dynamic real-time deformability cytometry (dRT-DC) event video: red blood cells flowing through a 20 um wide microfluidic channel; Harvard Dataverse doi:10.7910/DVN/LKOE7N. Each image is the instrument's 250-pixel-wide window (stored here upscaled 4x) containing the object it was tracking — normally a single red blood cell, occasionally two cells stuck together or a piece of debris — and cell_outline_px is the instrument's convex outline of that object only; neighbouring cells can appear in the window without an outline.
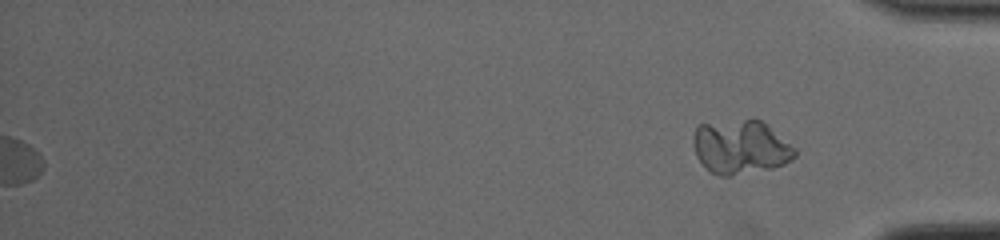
{"species": "common noctule bat (a hibernating species)", "species_latin": "Nyctalus noctula", "temperature_condition": "cold", "stored_images_in_passage": 48, "segment_of_instrument_passage": [2, 2], "camera_frame_rate_fps": 3000, "um_per_image_px": 0.085, "animal": {"sex": "male", "body_mass_g": 19.0, "forearm_length_mm": 50.8}, "frame": {"image": 1, "passage_image": 48, "time_ms": 15.667, "image_size_px": [1000, 240], "cell_outline_px": [[796, 156], [792, 160], [784, 164], [772, 168], [728, 176], [720, 176], [708, 172], [704, 168], [696, 156], [692, 144], [696, 128], [700, 124], [752, 116], [760, 120], [796, 148]], "centroid_in_image_um": [62.92, 12.48], "position_along_channel_um": 372.3, "area_um2": 32.54}}